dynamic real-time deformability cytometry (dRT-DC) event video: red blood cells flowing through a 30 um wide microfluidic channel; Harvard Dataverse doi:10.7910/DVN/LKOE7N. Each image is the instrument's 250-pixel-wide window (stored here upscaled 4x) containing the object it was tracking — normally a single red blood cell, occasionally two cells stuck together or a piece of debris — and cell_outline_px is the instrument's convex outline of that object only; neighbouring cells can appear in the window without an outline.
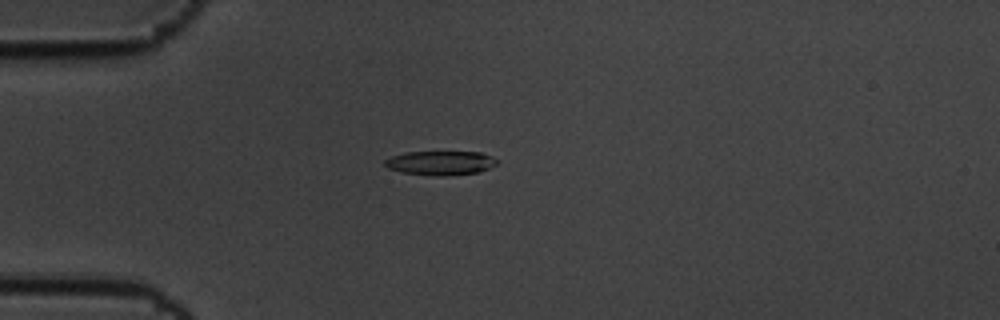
{"species": "common noctule bat (a hibernating species)", "species_latin": "Nyctalus noctula", "temperature_condition": "cold", "stored_images_in_passage": 9, "camera_frame_rate_fps": 3000, "um_per_image_px": 0.085, "animal": {"sex": "male", "body_mass_g": 19.5, "forearm_length_mm": 54.6}, "frame": {"image": 1, "passage_image": 2, "time_ms": 0.333, "image_size_px": [1000, 320], "cell_outline_px": [[500, 160], [496, 164], [480, 172], [444, 176], [432, 176], [400, 172], [388, 168], [384, 164], [384, 160], [392, 156], [404, 152], [480, 152], [492, 156]], "centroid_in_image_um": [37.44, 13.85], "position_along_channel_um": 47.6, "area_um2": 15.95}}
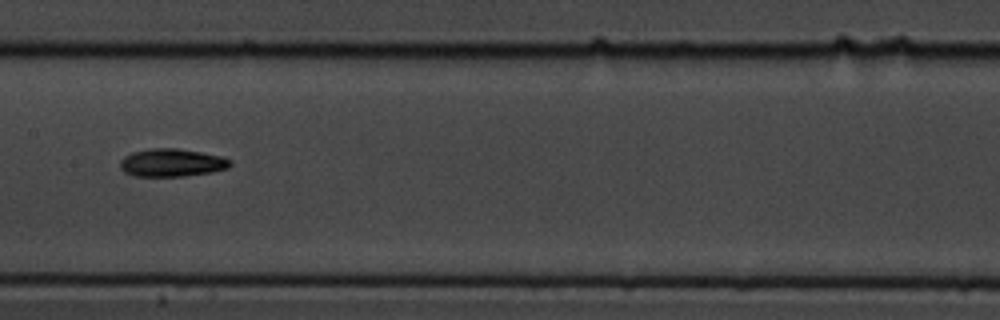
{"frame": {"image": 2, "passage_image": 6, "time_ms": 1.667, "image_size_px": [1000, 320], "cell_outline_px": [[232, 164], [228, 168], [212, 172], [184, 176], [136, 176], [124, 172], [120, 168], [120, 160], [124, 156], [132, 152], [152, 148], [176, 148], [200, 152], [220, 156], [232, 160]], "centroid_in_image_um": [14.6, 13.83], "position_along_channel_um": 192.8, "area_um2": 17.92}}
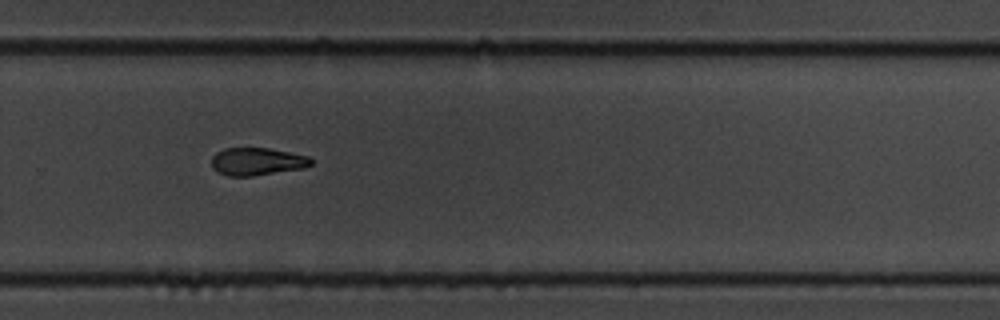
{"frame": {"image": 3, "passage_image": 9, "time_ms": 2.667, "image_size_px": [1000, 320], "cell_outline_px": [[312, 164], [304, 168], [252, 176], [228, 176], [212, 168], [212, 156], [216, 152], [224, 148], [268, 148], [308, 156], [312, 160]], "centroid_in_image_um": [21.84, 13.73], "position_along_channel_um": 308.0, "area_um2": 15.95}}